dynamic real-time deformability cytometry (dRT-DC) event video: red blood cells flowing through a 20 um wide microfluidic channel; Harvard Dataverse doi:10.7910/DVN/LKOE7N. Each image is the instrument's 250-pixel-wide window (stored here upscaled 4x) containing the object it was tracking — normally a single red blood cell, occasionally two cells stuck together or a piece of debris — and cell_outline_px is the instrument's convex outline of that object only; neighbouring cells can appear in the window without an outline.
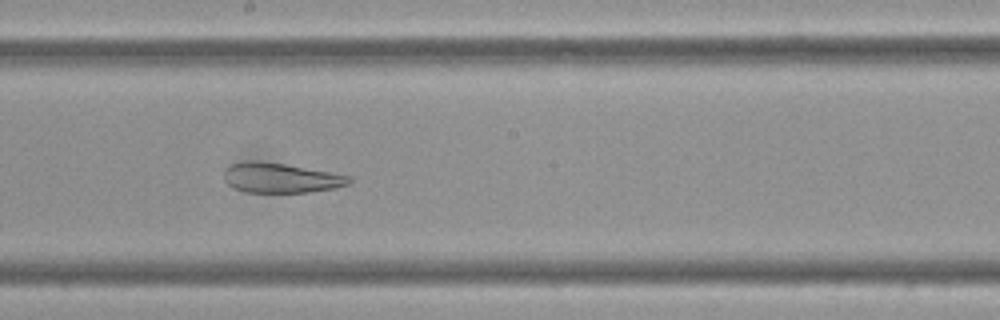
{"species": "Egyptian fruit bat (a non-hibernating species)", "species_latin": "Rousettus aegyptiacus", "temperature_condition": "cold", "stored_images_in_passage": 58, "camera_frame_rate_fps": 3000, "um_per_image_px": 0.085, "frame": {"image": 1, "passage_image": 32, "time_ms": 10.333, "image_size_px": [1000, 320], "cell_outline_px": [[352, 180], [348, 184], [336, 188], [308, 192], [244, 192], [228, 184], [224, 180], [224, 172], [232, 164], [248, 160], [256, 160], [284, 164], [352, 176]], "centroid_in_image_um": [23.87, 15.12], "position_along_channel_um": 224.3, "area_um2": 21.62}}
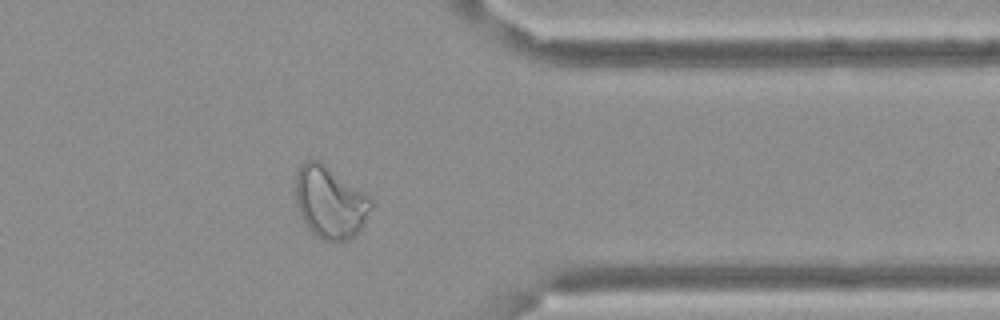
{"frame": {"image": 2, "passage_image": 47, "time_ms": 15.333, "image_size_px": [1000, 320], "cell_outline_px": [[372, 204], [364, 224], [356, 236], [352, 240], [324, 240], [316, 236], [308, 228], [300, 216], [296, 204], [296, 172], [300, 164], [308, 160], [320, 160], [364, 192], [372, 200]], "centroid_in_image_um": [28.04, 17.19], "position_along_channel_um": 383.4, "area_um2": 31.79}}
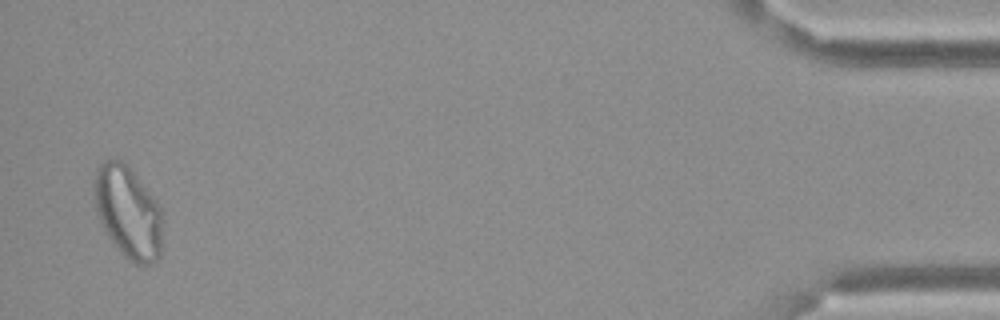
{"frame": {"image": 3, "passage_image": 57, "time_ms": 18.667, "image_size_px": [1000, 320], "cell_outline_px": [[164, 220], [160, 256], [152, 264], [136, 264], [128, 260], [120, 252], [108, 236], [100, 220], [96, 208], [92, 184], [96, 168], [104, 160], [120, 160], [128, 164], [160, 204]], "centroid_in_image_um": [10.91, 18.02], "position_along_channel_um": 424.3, "area_um2": 37.45}}